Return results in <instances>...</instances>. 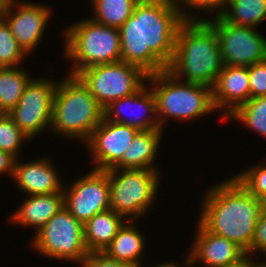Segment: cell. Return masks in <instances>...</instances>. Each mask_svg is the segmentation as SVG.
Listing matches in <instances>:
<instances>
[{"mask_svg":"<svg viewBox=\"0 0 266 267\" xmlns=\"http://www.w3.org/2000/svg\"><path fill=\"white\" fill-rule=\"evenodd\" d=\"M206 21L215 29L224 65L248 67L266 60V37L257 28L230 24L221 16Z\"/></svg>","mask_w":266,"mask_h":267,"instance_id":"30bf717a","label":"cell"},{"mask_svg":"<svg viewBox=\"0 0 266 267\" xmlns=\"http://www.w3.org/2000/svg\"><path fill=\"white\" fill-rule=\"evenodd\" d=\"M16 158L8 152L0 150V175L7 172L13 178Z\"/></svg>","mask_w":266,"mask_h":267,"instance_id":"836d02e7","label":"cell"},{"mask_svg":"<svg viewBox=\"0 0 266 267\" xmlns=\"http://www.w3.org/2000/svg\"><path fill=\"white\" fill-rule=\"evenodd\" d=\"M237 120L266 138V96L250 98L239 106L227 119Z\"/></svg>","mask_w":266,"mask_h":267,"instance_id":"484cf974","label":"cell"},{"mask_svg":"<svg viewBox=\"0 0 266 267\" xmlns=\"http://www.w3.org/2000/svg\"><path fill=\"white\" fill-rule=\"evenodd\" d=\"M251 195L264 201L266 199V164L259 163L233 176Z\"/></svg>","mask_w":266,"mask_h":267,"instance_id":"f1b7e54d","label":"cell"},{"mask_svg":"<svg viewBox=\"0 0 266 267\" xmlns=\"http://www.w3.org/2000/svg\"><path fill=\"white\" fill-rule=\"evenodd\" d=\"M229 0H175L177 6L180 8L184 21H206L207 19L197 16L195 12H189V9H196L197 11H205V13H212L216 10L214 17L221 16L227 8ZM188 9V10H187ZM187 10V11H186ZM212 12V13H211Z\"/></svg>","mask_w":266,"mask_h":267,"instance_id":"f546056e","label":"cell"},{"mask_svg":"<svg viewBox=\"0 0 266 267\" xmlns=\"http://www.w3.org/2000/svg\"><path fill=\"white\" fill-rule=\"evenodd\" d=\"M176 262L177 261H175V262L170 261L169 263L168 262L166 263V261H165L163 264H158V265H155L152 267H185V265L187 267V259H185L184 262H182V264L184 263L183 265L180 262L179 263L178 262L176 263ZM141 267H143V266H141Z\"/></svg>","mask_w":266,"mask_h":267,"instance_id":"d590c367","label":"cell"},{"mask_svg":"<svg viewBox=\"0 0 266 267\" xmlns=\"http://www.w3.org/2000/svg\"><path fill=\"white\" fill-rule=\"evenodd\" d=\"M132 220L126 221L119 229L118 233L106 248V253L110 258L132 267H141V259L144 254L145 235L136 227Z\"/></svg>","mask_w":266,"mask_h":267,"instance_id":"44dd1931","label":"cell"},{"mask_svg":"<svg viewBox=\"0 0 266 267\" xmlns=\"http://www.w3.org/2000/svg\"><path fill=\"white\" fill-rule=\"evenodd\" d=\"M41 3L13 0L4 8V20L10 26L13 37L29 54L41 43L52 8Z\"/></svg>","mask_w":266,"mask_h":267,"instance_id":"4fadbf2b","label":"cell"},{"mask_svg":"<svg viewBox=\"0 0 266 267\" xmlns=\"http://www.w3.org/2000/svg\"><path fill=\"white\" fill-rule=\"evenodd\" d=\"M83 228L63 207L33 236L30 246L46 258L79 263L89 254Z\"/></svg>","mask_w":266,"mask_h":267,"instance_id":"ba28073f","label":"cell"},{"mask_svg":"<svg viewBox=\"0 0 266 267\" xmlns=\"http://www.w3.org/2000/svg\"><path fill=\"white\" fill-rule=\"evenodd\" d=\"M62 79L55 90L49 131L86 142L102 122L103 108L77 76Z\"/></svg>","mask_w":266,"mask_h":267,"instance_id":"277c9868","label":"cell"},{"mask_svg":"<svg viewBox=\"0 0 266 267\" xmlns=\"http://www.w3.org/2000/svg\"><path fill=\"white\" fill-rule=\"evenodd\" d=\"M212 99L223 120L246 103L250 99L248 67L224 65L212 86Z\"/></svg>","mask_w":266,"mask_h":267,"instance_id":"e0dca14e","label":"cell"},{"mask_svg":"<svg viewBox=\"0 0 266 267\" xmlns=\"http://www.w3.org/2000/svg\"><path fill=\"white\" fill-rule=\"evenodd\" d=\"M7 113L5 112V110L2 108L1 104H0V118L4 117Z\"/></svg>","mask_w":266,"mask_h":267,"instance_id":"ab89813d","label":"cell"},{"mask_svg":"<svg viewBox=\"0 0 266 267\" xmlns=\"http://www.w3.org/2000/svg\"><path fill=\"white\" fill-rule=\"evenodd\" d=\"M264 254L265 255V258H266V249L265 250H263L262 252H261V254ZM262 262V259H261V261H260V263H259V261L257 262V265L258 266H260V267H266V259H265V261H264V259H263V262Z\"/></svg>","mask_w":266,"mask_h":267,"instance_id":"8d00e7d4","label":"cell"},{"mask_svg":"<svg viewBox=\"0 0 266 267\" xmlns=\"http://www.w3.org/2000/svg\"><path fill=\"white\" fill-rule=\"evenodd\" d=\"M127 220L112 210L94 215L84 225V241L90 252H104Z\"/></svg>","mask_w":266,"mask_h":267,"instance_id":"7402d4cb","label":"cell"},{"mask_svg":"<svg viewBox=\"0 0 266 267\" xmlns=\"http://www.w3.org/2000/svg\"><path fill=\"white\" fill-rule=\"evenodd\" d=\"M49 158L20 162L15 161L13 179L17 188L27 195L63 193L61 176ZM58 171V172H57Z\"/></svg>","mask_w":266,"mask_h":267,"instance_id":"ac0fdd59","label":"cell"},{"mask_svg":"<svg viewBox=\"0 0 266 267\" xmlns=\"http://www.w3.org/2000/svg\"><path fill=\"white\" fill-rule=\"evenodd\" d=\"M140 0H91V19L99 24L120 28L133 14Z\"/></svg>","mask_w":266,"mask_h":267,"instance_id":"cb8c5ba5","label":"cell"},{"mask_svg":"<svg viewBox=\"0 0 266 267\" xmlns=\"http://www.w3.org/2000/svg\"><path fill=\"white\" fill-rule=\"evenodd\" d=\"M263 205L266 208V199L263 201Z\"/></svg>","mask_w":266,"mask_h":267,"instance_id":"60d3db41","label":"cell"},{"mask_svg":"<svg viewBox=\"0 0 266 267\" xmlns=\"http://www.w3.org/2000/svg\"><path fill=\"white\" fill-rule=\"evenodd\" d=\"M64 188V207L83 225L94 215L110 209L108 170L91 169Z\"/></svg>","mask_w":266,"mask_h":267,"instance_id":"7c38bea8","label":"cell"},{"mask_svg":"<svg viewBox=\"0 0 266 267\" xmlns=\"http://www.w3.org/2000/svg\"><path fill=\"white\" fill-rule=\"evenodd\" d=\"M256 266H257V262L256 261L254 262V259L251 256L246 255L239 262L232 264V265L223 266V267H256Z\"/></svg>","mask_w":266,"mask_h":267,"instance_id":"e575fe53","label":"cell"},{"mask_svg":"<svg viewBox=\"0 0 266 267\" xmlns=\"http://www.w3.org/2000/svg\"><path fill=\"white\" fill-rule=\"evenodd\" d=\"M78 264H80L81 267H132L129 264L121 263L110 258L104 252H90Z\"/></svg>","mask_w":266,"mask_h":267,"instance_id":"d6a6232c","label":"cell"},{"mask_svg":"<svg viewBox=\"0 0 266 267\" xmlns=\"http://www.w3.org/2000/svg\"><path fill=\"white\" fill-rule=\"evenodd\" d=\"M221 17L230 24L257 28L266 19V0H229Z\"/></svg>","mask_w":266,"mask_h":267,"instance_id":"603a6c76","label":"cell"},{"mask_svg":"<svg viewBox=\"0 0 266 267\" xmlns=\"http://www.w3.org/2000/svg\"><path fill=\"white\" fill-rule=\"evenodd\" d=\"M4 6L0 5V22L4 19Z\"/></svg>","mask_w":266,"mask_h":267,"instance_id":"74e56055","label":"cell"},{"mask_svg":"<svg viewBox=\"0 0 266 267\" xmlns=\"http://www.w3.org/2000/svg\"><path fill=\"white\" fill-rule=\"evenodd\" d=\"M27 140L30 141V138L18 128L9 114L0 118V150L19 159L22 145Z\"/></svg>","mask_w":266,"mask_h":267,"instance_id":"83f0119b","label":"cell"},{"mask_svg":"<svg viewBox=\"0 0 266 267\" xmlns=\"http://www.w3.org/2000/svg\"><path fill=\"white\" fill-rule=\"evenodd\" d=\"M266 249V208L263 207L256 222L254 237L250 246V256L254 258L258 252ZM256 253V254H255Z\"/></svg>","mask_w":266,"mask_h":267,"instance_id":"1f68e13d","label":"cell"},{"mask_svg":"<svg viewBox=\"0 0 266 267\" xmlns=\"http://www.w3.org/2000/svg\"><path fill=\"white\" fill-rule=\"evenodd\" d=\"M164 129L139 131L114 169H147L158 171L155 165Z\"/></svg>","mask_w":266,"mask_h":267,"instance_id":"ffe728a7","label":"cell"},{"mask_svg":"<svg viewBox=\"0 0 266 267\" xmlns=\"http://www.w3.org/2000/svg\"><path fill=\"white\" fill-rule=\"evenodd\" d=\"M47 77L32 79L17 105L8 113L30 140L50 129L57 81Z\"/></svg>","mask_w":266,"mask_h":267,"instance_id":"8fae6325","label":"cell"},{"mask_svg":"<svg viewBox=\"0 0 266 267\" xmlns=\"http://www.w3.org/2000/svg\"><path fill=\"white\" fill-rule=\"evenodd\" d=\"M184 18L175 0H140L119 28L121 61L147 75L167 70Z\"/></svg>","mask_w":266,"mask_h":267,"instance_id":"6da1fadb","label":"cell"},{"mask_svg":"<svg viewBox=\"0 0 266 267\" xmlns=\"http://www.w3.org/2000/svg\"><path fill=\"white\" fill-rule=\"evenodd\" d=\"M201 199L198 222L209 232L233 241L250 256L263 201L251 195L234 177L211 186Z\"/></svg>","mask_w":266,"mask_h":267,"instance_id":"7a4b0ae2","label":"cell"},{"mask_svg":"<svg viewBox=\"0 0 266 267\" xmlns=\"http://www.w3.org/2000/svg\"><path fill=\"white\" fill-rule=\"evenodd\" d=\"M13 0H0V5L6 7Z\"/></svg>","mask_w":266,"mask_h":267,"instance_id":"f35d334b","label":"cell"},{"mask_svg":"<svg viewBox=\"0 0 266 267\" xmlns=\"http://www.w3.org/2000/svg\"><path fill=\"white\" fill-rule=\"evenodd\" d=\"M223 66L215 29L207 21H184L167 71L181 81L212 88Z\"/></svg>","mask_w":266,"mask_h":267,"instance_id":"3957f363","label":"cell"},{"mask_svg":"<svg viewBox=\"0 0 266 267\" xmlns=\"http://www.w3.org/2000/svg\"><path fill=\"white\" fill-rule=\"evenodd\" d=\"M63 207V193L28 195L10 215L9 222L33 228L36 234Z\"/></svg>","mask_w":266,"mask_h":267,"instance_id":"d6986e66","label":"cell"},{"mask_svg":"<svg viewBox=\"0 0 266 267\" xmlns=\"http://www.w3.org/2000/svg\"><path fill=\"white\" fill-rule=\"evenodd\" d=\"M198 227V228H197ZM191 251L186 257L187 267L204 264V267H223L235 264L246 256V252L236 243L206 230L199 222Z\"/></svg>","mask_w":266,"mask_h":267,"instance_id":"2e32d148","label":"cell"},{"mask_svg":"<svg viewBox=\"0 0 266 267\" xmlns=\"http://www.w3.org/2000/svg\"><path fill=\"white\" fill-rule=\"evenodd\" d=\"M146 83L154 86L161 129L167 117L185 122L216 111L209 86L181 81L167 70L148 75Z\"/></svg>","mask_w":266,"mask_h":267,"instance_id":"8992f818","label":"cell"},{"mask_svg":"<svg viewBox=\"0 0 266 267\" xmlns=\"http://www.w3.org/2000/svg\"><path fill=\"white\" fill-rule=\"evenodd\" d=\"M63 36L64 58L74 63L68 71L69 75L76 76L84 69L95 65L121 61L119 28L102 25L86 18L68 26Z\"/></svg>","mask_w":266,"mask_h":267,"instance_id":"5b68a950","label":"cell"},{"mask_svg":"<svg viewBox=\"0 0 266 267\" xmlns=\"http://www.w3.org/2000/svg\"><path fill=\"white\" fill-rule=\"evenodd\" d=\"M137 108L139 109L138 111H136ZM125 109L131 111H128L130 113L129 115H126ZM141 109L144 115L146 113L152 115L147 114L143 116V113H140L142 112ZM103 111L105 120L117 124L128 125L138 129L139 131L161 129L157 116L155 96L151 88L149 89V85L146 83L132 95L111 102L103 109Z\"/></svg>","mask_w":266,"mask_h":267,"instance_id":"9a60e30c","label":"cell"},{"mask_svg":"<svg viewBox=\"0 0 266 267\" xmlns=\"http://www.w3.org/2000/svg\"><path fill=\"white\" fill-rule=\"evenodd\" d=\"M250 98L266 96V60L248 66Z\"/></svg>","mask_w":266,"mask_h":267,"instance_id":"4dcf8cb0","label":"cell"},{"mask_svg":"<svg viewBox=\"0 0 266 267\" xmlns=\"http://www.w3.org/2000/svg\"><path fill=\"white\" fill-rule=\"evenodd\" d=\"M138 129L117 124L103 118L85 142L90 152L93 169L110 170L121 160Z\"/></svg>","mask_w":266,"mask_h":267,"instance_id":"5bb4252c","label":"cell"},{"mask_svg":"<svg viewBox=\"0 0 266 267\" xmlns=\"http://www.w3.org/2000/svg\"><path fill=\"white\" fill-rule=\"evenodd\" d=\"M32 79L29 72L19 66L0 68V104L7 114L17 105Z\"/></svg>","mask_w":266,"mask_h":267,"instance_id":"d4e9b609","label":"cell"},{"mask_svg":"<svg viewBox=\"0 0 266 267\" xmlns=\"http://www.w3.org/2000/svg\"><path fill=\"white\" fill-rule=\"evenodd\" d=\"M28 54L13 37L10 26L3 19L0 22V68H15Z\"/></svg>","mask_w":266,"mask_h":267,"instance_id":"4316f807","label":"cell"},{"mask_svg":"<svg viewBox=\"0 0 266 267\" xmlns=\"http://www.w3.org/2000/svg\"><path fill=\"white\" fill-rule=\"evenodd\" d=\"M159 172L147 169L108 170L110 210L134 222L145 216L158 197Z\"/></svg>","mask_w":266,"mask_h":267,"instance_id":"52a82bcc","label":"cell"},{"mask_svg":"<svg viewBox=\"0 0 266 267\" xmlns=\"http://www.w3.org/2000/svg\"><path fill=\"white\" fill-rule=\"evenodd\" d=\"M76 76L103 109L111 102L137 92L148 77L138 66L123 61L95 65Z\"/></svg>","mask_w":266,"mask_h":267,"instance_id":"9c48e42d","label":"cell"}]
</instances>
